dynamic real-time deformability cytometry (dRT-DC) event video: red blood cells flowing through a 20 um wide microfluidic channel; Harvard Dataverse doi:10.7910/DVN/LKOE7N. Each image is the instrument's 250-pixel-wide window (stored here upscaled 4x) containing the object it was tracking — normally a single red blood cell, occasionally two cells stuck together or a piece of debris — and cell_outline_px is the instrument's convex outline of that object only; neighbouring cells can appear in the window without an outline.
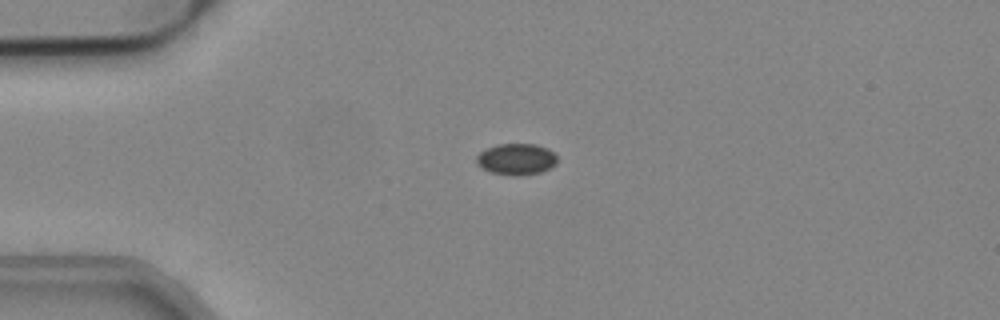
{"species": "common noctule bat (a hibernating species)", "species_latin": "Nyctalus noctula", "temperature_condition": "cold", "stored_images_in_passage": 54, "camera_frame_rate_fps": 3000, "um_per_image_px": 0.085, "animal": {"sex": "male", "body_mass_g": 19.2, "forearm_length_mm": 51.8}, "frame": {"image": 1, "passage_image": 14, "time_ms": 4.333, "image_size_px": [1000, 320], "cell_outline_px": [[556, 164], [552, 168], [540, 172], [516, 176], [512, 176], [492, 172], [480, 168], [476, 164], [476, 156], [480, 152], [496, 144], [536, 144], [548, 148], [556, 156]], "centroid_in_image_um": [43.88, 13.53], "position_along_channel_um": 41.1, "area_um2": 14.85}}
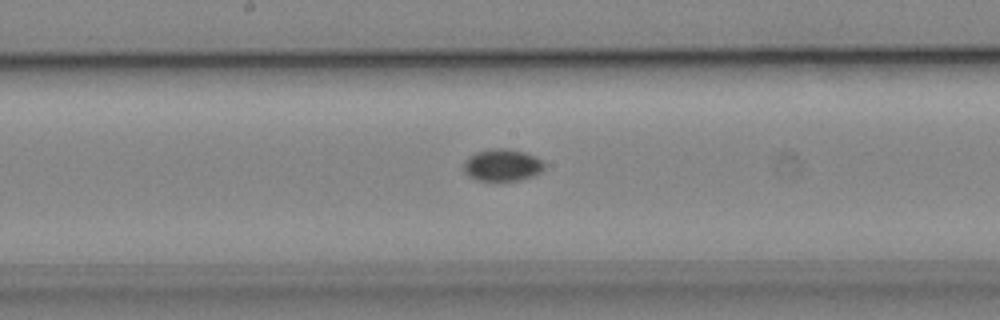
{"frame": {"image": 2, "passage_image": 29, "time_ms": 9.333, "image_size_px": [1000, 320], "cell_outline_px": [[544, 168], [536, 176], [520, 180], [500, 184], [476, 180], [468, 176], [464, 172], [464, 160], [468, 156], [476, 152], [492, 148], [504, 148], [524, 152], [536, 156], [544, 160]], "centroid_in_image_um": [42.69, 14.08], "position_along_channel_um": 205.5, "area_um2": 15.9}}
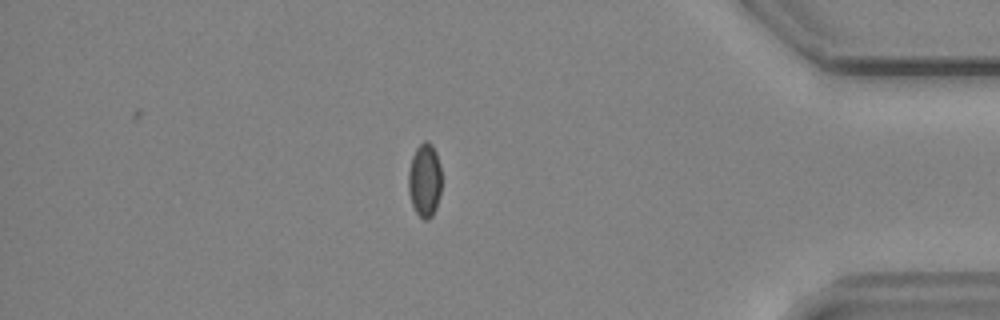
{"frame": {"image": 3, "passage_image": 47, "time_ms": 15.333, "image_size_px": [1000, 320], "cell_outline_px": [[440, 196], [436, 208], [432, 216], [428, 220], [424, 220], [416, 212], [412, 204], [408, 192], [408, 172], [412, 156], [416, 148], [424, 140], [428, 140], [432, 144], [436, 152], [440, 164]], "centroid_in_image_um": [36.09, 15.31], "position_along_channel_um": 399.1, "area_um2": 14.39}}